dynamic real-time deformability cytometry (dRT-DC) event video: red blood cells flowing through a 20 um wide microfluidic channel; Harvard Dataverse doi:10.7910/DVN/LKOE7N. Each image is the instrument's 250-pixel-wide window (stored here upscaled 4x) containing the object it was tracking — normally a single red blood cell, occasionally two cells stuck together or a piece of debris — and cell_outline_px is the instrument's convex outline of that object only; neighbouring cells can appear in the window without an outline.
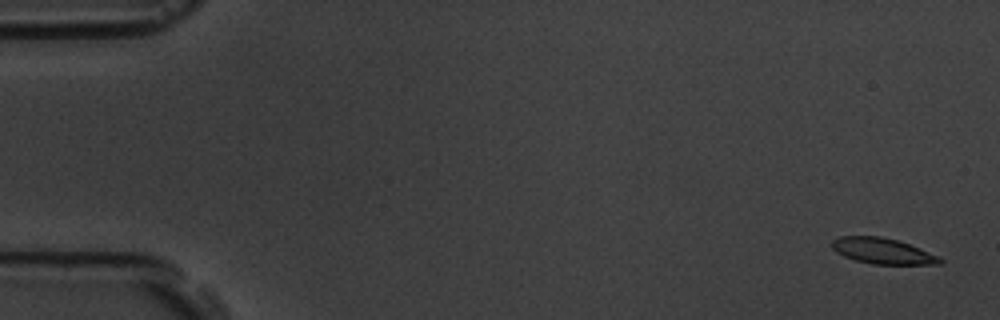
{"species": "common noctule bat (a hibernating species)", "species_latin": "Nyctalus noctula", "temperature_condition": "room temperature", "stored_images_in_passage": 15, "camera_frame_rate_fps": 3000, "um_per_image_px": 0.085, "animal": {"sex": "male", "body_mass_g": 19.5, "forearm_length_mm": 54.6}, "frame": {"image": 1, "passage_image": 1, "time_ms": 0.0, "image_size_px": [1000, 320], "cell_outline_px": [[944, 260], [940, 264], [872, 264], [856, 260], [844, 256], [836, 252], [832, 248], [832, 240], [840, 236], [880, 236], [896, 240], [920, 248], [940, 256]], "centroid_in_image_um": [75.03, 21.33], "position_along_channel_um": 10.0, "area_um2": 16.18}}
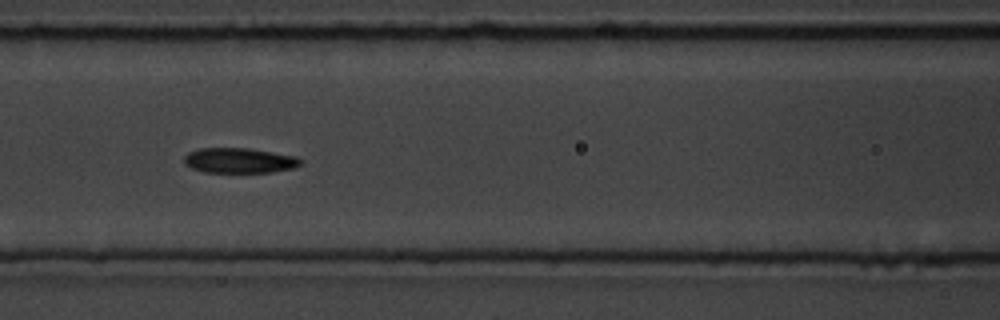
{"frame": {"image": 2, "passage_image": 7, "time_ms": 7.667, "image_size_px": [1000, 320], "cell_outline_px": [[304, 164], [296, 168], [272, 172], [204, 172], [192, 168], [184, 164], [184, 156], [188, 152], [200, 148], [248, 148], [296, 156], [304, 160]], "centroid_in_image_um": [20.39, 13.64], "position_along_channel_um": 146.2, "area_um2": 17.28}}
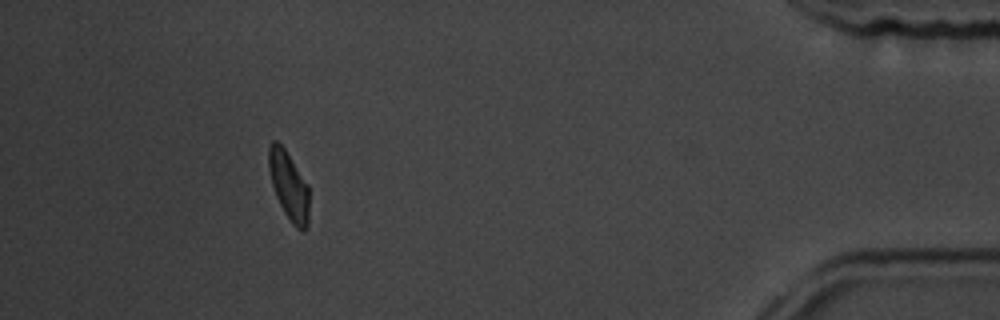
{"frame": {"image": 3, "passage_image": 14, "time_ms": 16.667, "image_size_px": [1000, 320], "cell_outline_px": [[308, 228], [304, 232], [300, 232], [292, 224], [284, 212], [276, 196], [272, 184], [268, 168], [268, 148], [272, 140], [276, 140], [284, 148], [308, 184]], "centroid_in_image_um": [24.55, 15.81], "position_along_channel_um": 410.7, "area_um2": 16.18}, "authors_computed_cell_mechanics": {"area_um2": 16.762, "velocity_mm_per_s": 3.5872, "shape_relaxation_time_tau1_ms": 1.8581, "shape_relaxation_time_tau2_ms": null, "deformation_change_tau1": 0.0869, "deformation_change_tau2": null}}